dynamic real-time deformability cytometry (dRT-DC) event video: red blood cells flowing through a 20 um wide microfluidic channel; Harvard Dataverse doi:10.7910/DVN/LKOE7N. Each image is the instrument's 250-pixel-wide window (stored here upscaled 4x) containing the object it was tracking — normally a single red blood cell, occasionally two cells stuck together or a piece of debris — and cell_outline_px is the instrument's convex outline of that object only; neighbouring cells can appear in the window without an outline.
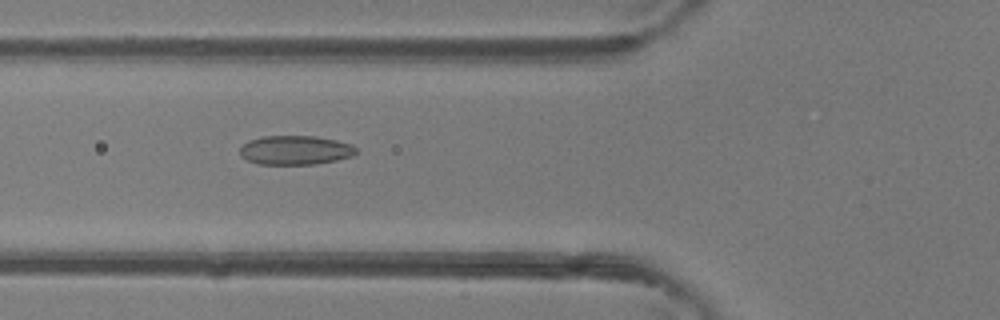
{"species": "common noctule bat (a hibernating species)", "species_latin": "Nyctalus noctula", "temperature_condition": "room temperature", "stored_images_in_passage": 29, "camera_frame_rate_fps": 3000, "um_per_image_px": 0.085, "animal": {"sex": "female"}, "frame": {"image": 1, "passage_image": 4, "time_ms": 1.0, "image_size_px": [1000, 320], "cell_outline_px": [[356, 152], [352, 156], [336, 160], [316, 164], [256, 164], [240, 156], [240, 148], [248, 140], [264, 136], [316, 136], [336, 140], [352, 144], [356, 148]], "centroid_in_image_um": [25.09, 12.76], "position_along_channel_um": 100.7, "area_um2": 19.77}}
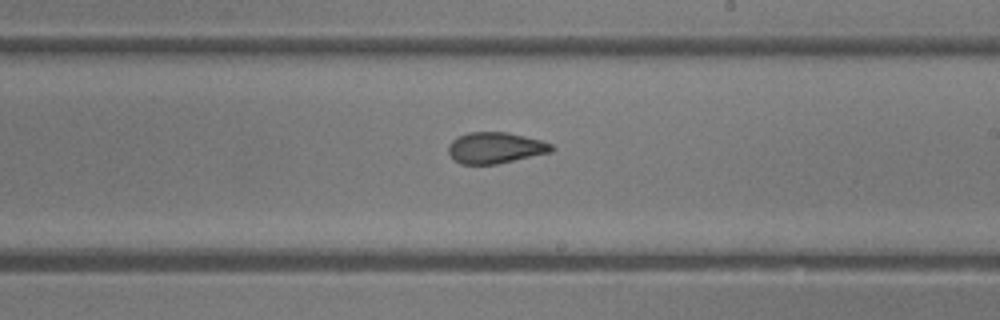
{"frame": {"image": 2, "passage_image": 14, "time_ms": 4.333, "image_size_px": [1000, 320], "cell_outline_px": [[556, 148], [552, 152], [496, 164], [460, 164], [452, 160], [448, 152], [448, 144], [456, 136], [468, 132], [508, 132], [540, 140], [552, 144]], "centroid_in_image_um": [42.07, 12.56], "position_along_channel_um": 246.9, "area_um2": 18.96}}
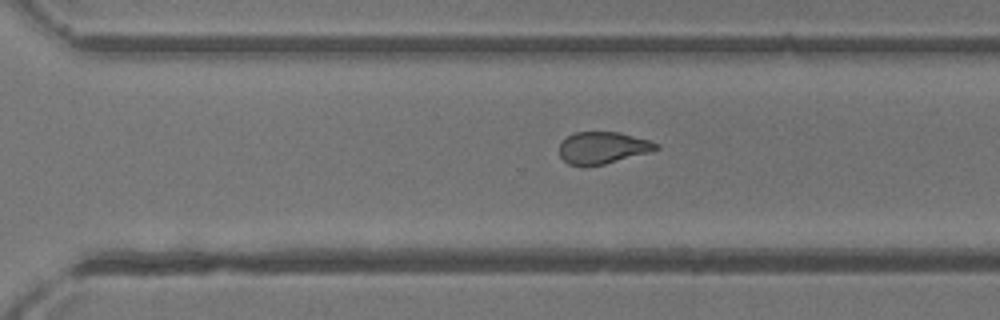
{"frame": {"image": 3, "passage_image": 19, "time_ms": 6.0, "image_size_px": [1000, 320], "cell_outline_px": [[660, 148], [652, 152], [604, 164], [568, 164], [560, 156], [560, 144], [568, 136], [576, 132], [620, 132], [648, 140], [660, 144]], "centroid_in_image_um": [51.29, 12.54], "position_along_channel_um": 319.3, "area_um2": 17.74}, "authors_computed_cell_mechanics": {"area_um2": 19.2474, "velocity_mm_per_s": 4.3683, "shape_relaxation_time_tau1_ms": null, "shape_relaxation_time_tau2_ms": 1.5252, "deformation_change_tau1": null, "deformation_change_tau2": 0.0754}}